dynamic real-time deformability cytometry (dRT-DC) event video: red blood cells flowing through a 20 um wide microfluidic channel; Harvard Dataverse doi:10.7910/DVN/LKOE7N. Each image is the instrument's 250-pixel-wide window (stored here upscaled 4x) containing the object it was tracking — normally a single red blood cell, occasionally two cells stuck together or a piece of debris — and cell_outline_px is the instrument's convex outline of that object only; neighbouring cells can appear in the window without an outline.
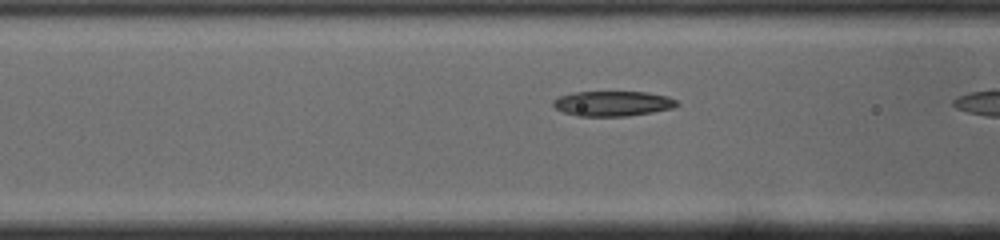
{"species": "common noctule bat (a hibernating species)", "species_latin": "Nyctalus noctula", "temperature_condition": "cold", "stored_images_in_passage": 14, "camera_frame_rate_fps": 3000, "um_per_image_px": 0.085, "animal": {"sex": "male", "body_mass_g": 19.0, "forearm_length_mm": 50.8}, "frame": {"image": 1, "passage_image": 8, "time_ms": 2.333, "image_size_px": [1000, 240], "cell_outline_px": [[680, 104], [672, 108], [652, 112], [628, 116], [576, 116], [564, 112], [556, 108], [552, 104], [552, 100], [560, 96], [576, 92], [648, 92], [668, 96], [676, 100]], "centroid_in_image_um": [52.09, 8.8], "position_along_channel_um": 114.5, "area_um2": 18.09}}